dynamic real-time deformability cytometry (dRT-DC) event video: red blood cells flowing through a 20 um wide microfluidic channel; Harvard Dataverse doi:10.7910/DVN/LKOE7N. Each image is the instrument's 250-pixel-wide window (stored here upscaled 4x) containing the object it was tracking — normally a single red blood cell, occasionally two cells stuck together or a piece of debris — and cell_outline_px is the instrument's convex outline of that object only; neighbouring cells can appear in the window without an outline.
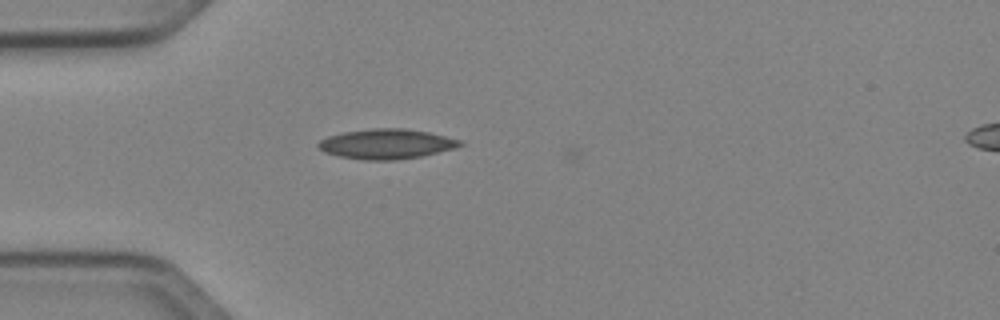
{"species": "Egyptian fruit bat (a non-hibernating species)", "species_latin": "Rousettus aegyptiacus", "temperature_condition": "cold", "stored_images_in_passage": 2, "camera_frame_rate_fps": 3000, "um_per_image_px": 0.085, "animal": {"sex": "female"}, "frame": {"image": 1, "passage_image": 1, "time_ms": 0.0, "image_size_px": [1000, 320], "cell_outline_px": [[464, 144], [456, 148], [420, 156], [396, 160], [364, 160], [340, 156], [324, 152], [316, 144], [320, 140], [328, 136], [344, 132], [372, 128], [404, 128], [428, 132], [460, 140]], "centroid_in_image_um": [32.84, 12.23], "position_along_channel_um": 52.2, "area_um2": 24.57}}